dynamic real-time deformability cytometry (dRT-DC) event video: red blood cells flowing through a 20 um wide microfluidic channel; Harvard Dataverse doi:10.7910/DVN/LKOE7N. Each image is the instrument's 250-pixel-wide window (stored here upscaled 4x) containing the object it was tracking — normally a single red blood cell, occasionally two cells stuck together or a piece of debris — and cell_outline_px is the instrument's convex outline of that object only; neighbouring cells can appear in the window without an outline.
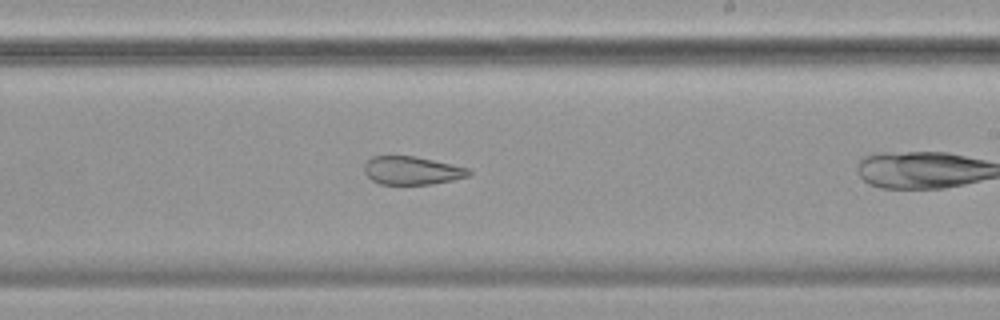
{"species": "common noctule bat (a hibernating species)", "species_latin": "Nyctalus noctula", "temperature_condition": "cold", "stored_images_in_passage": 14, "camera_frame_rate_fps": 3000, "um_per_image_px": 0.085, "animal": {"sex": "female", "body_mass_g": 19.9}, "frame": {"image": 1, "passage_image": 10, "time_ms": 3.0, "image_size_px": [1000, 320], "cell_outline_px": [[472, 172], [468, 176], [452, 180], [432, 184], [380, 184], [372, 180], [364, 172], [364, 164], [372, 156], [416, 156], [468, 168]], "centroid_in_image_um": [35.0, 14.49], "position_along_channel_um": 254.0, "area_um2": 17.11}}